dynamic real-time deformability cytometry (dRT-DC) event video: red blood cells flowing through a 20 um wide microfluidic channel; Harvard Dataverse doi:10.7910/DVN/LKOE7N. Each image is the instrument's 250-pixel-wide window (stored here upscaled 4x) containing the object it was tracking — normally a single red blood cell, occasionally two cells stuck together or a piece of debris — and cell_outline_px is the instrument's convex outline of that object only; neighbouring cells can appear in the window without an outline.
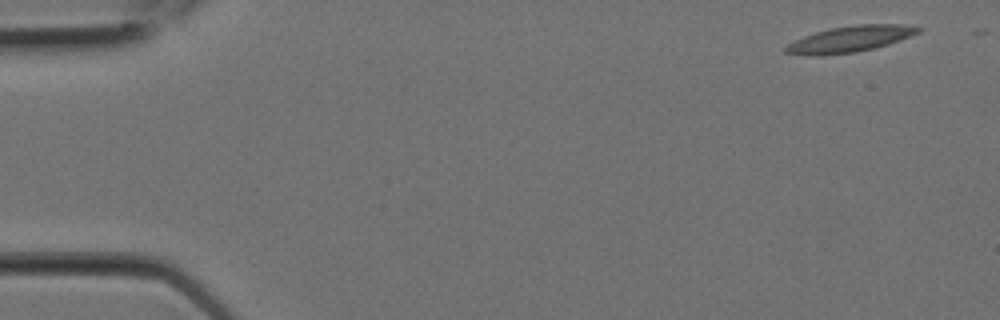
{"species": "Egyptian fruit bat (a non-hibernating species)", "species_latin": "Rousettus aegyptiacus", "temperature_condition": "room temperature", "stored_images_in_passage": 2, "camera_frame_rate_fps": 3000, "um_per_image_px": 0.085, "animal": {"sex": "female"}, "frame": {"image": 1, "passage_image": 1, "time_ms": 0.0, "image_size_px": [1000, 320], "cell_outline_px": [[924, 28], [920, 32], [900, 40], [888, 44], [856, 52], [820, 56], [816, 56], [784, 52], [784, 48], [788, 44], [804, 36], [828, 28], [856, 24], [900, 24]], "centroid_in_image_um": [72.26, 3.31], "position_along_channel_um": 12.7, "area_um2": 20.06}}